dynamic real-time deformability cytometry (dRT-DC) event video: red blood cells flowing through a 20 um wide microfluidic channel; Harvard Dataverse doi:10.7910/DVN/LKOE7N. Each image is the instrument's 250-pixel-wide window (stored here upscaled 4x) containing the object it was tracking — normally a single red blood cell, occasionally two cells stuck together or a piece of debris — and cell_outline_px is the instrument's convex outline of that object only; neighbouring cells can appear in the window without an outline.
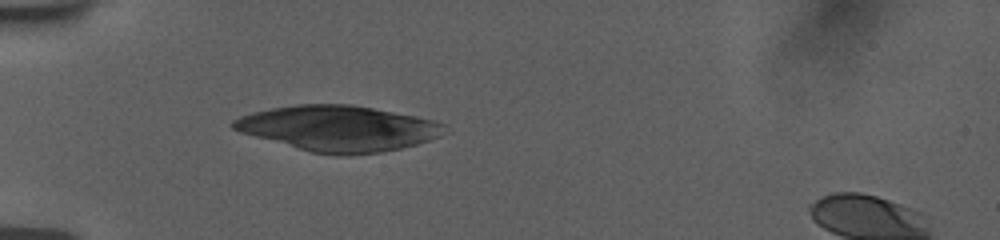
{"species": "human", "species_latin": "Homo sapiens", "temperature_condition": "room temperature", "stored_images_in_passage": 38, "camera_frame_rate_fps": 3000, "um_per_image_px": 0.085, "donor": {"sex": "female"}, "frame": {"image": 1, "passage_image": 1, "time_ms": 0.0, "image_size_px": [1000, 240], "cell_outline_px": [[444, 124], [440, 136], [416, 144], [400, 148], [380, 152], [348, 156], [336, 156], [312, 152], [240, 132], [232, 128], [232, 120], [240, 116], [252, 112], [272, 108], [296, 104], [352, 104], [416, 116], [432, 120]], "centroid_in_image_um": [28.73, 10.91], "position_along_channel_um": 56.3, "area_um2": 55.66}}
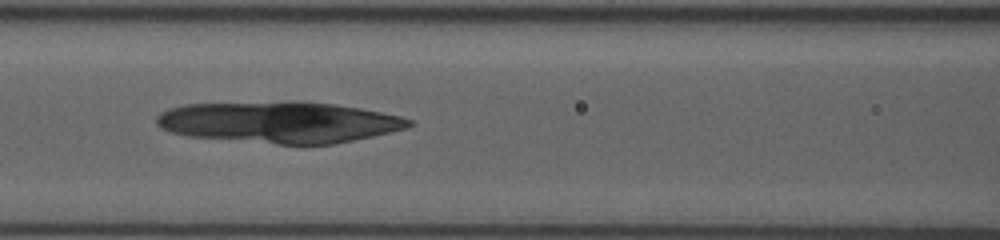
{"frame": {"image": 2, "passage_image": 9, "time_ms": 2.667, "image_size_px": [1000, 240], "cell_outline_px": [[416, 124], [408, 128], [372, 136], [332, 144], [276, 144], [184, 136], [160, 128], [156, 124], [156, 116], [160, 112], [168, 108], [184, 104], [292, 100], [332, 104], [360, 108], [400, 116], [412, 120]], "centroid_in_image_um": [23.7, 10.37], "position_along_channel_um": 142.9, "area_um2": 61.38}}
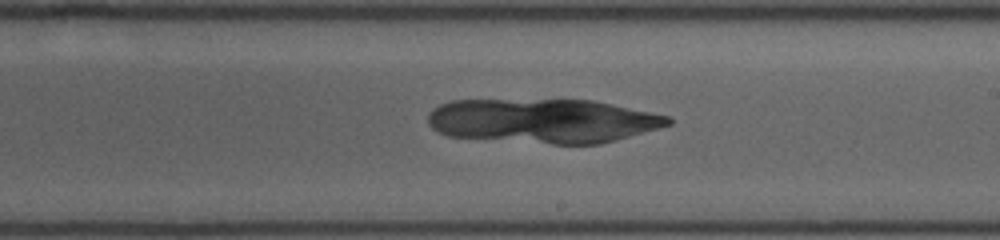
{"frame": {"image": 3, "passage_image": 17, "time_ms": 5.333, "image_size_px": [1000, 240], "cell_outline_px": [[672, 124], [616, 140], [600, 144], [552, 144], [448, 136], [436, 132], [428, 124], [428, 112], [432, 108], [440, 104], [452, 100], [592, 100], [612, 104], [668, 116], [672, 120]], "centroid_in_image_um": [46.11, 10.27], "position_along_channel_um": 242.9, "area_um2": 62.02}}